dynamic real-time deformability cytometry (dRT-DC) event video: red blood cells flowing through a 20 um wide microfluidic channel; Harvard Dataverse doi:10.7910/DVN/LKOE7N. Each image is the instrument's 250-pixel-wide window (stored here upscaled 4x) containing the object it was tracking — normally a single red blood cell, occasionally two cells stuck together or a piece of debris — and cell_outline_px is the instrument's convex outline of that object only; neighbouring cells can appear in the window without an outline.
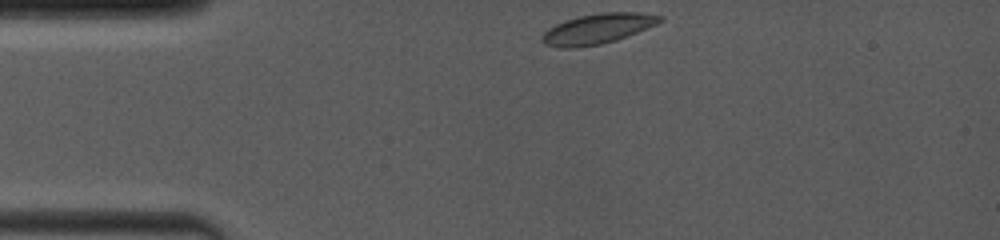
{"species": "common noctule bat (a hibernating species)", "species_latin": "Nyctalus noctula", "temperature_condition": "room temperature", "stored_images_in_passage": 3, "camera_frame_rate_fps": 4000, "um_per_image_px": 0.085, "animal": {"sex": "female", "body_mass_g": 19.0, "forearm_length_mm": 53.3}, "frame": {"image": 1, "passage_image": 1, "time_ms": 0.0, "image_size_px": [1000, 240], "cell_outline_px": [[664, 20], [656, 24], [616, 40], [600, 44], [572, 48], [568, 48], [544, 44], [540, 40], [544, 32], [548, 28], [564, 20], [580, 16], [600, 12], [640, 12], [664, 16]], "centroid_in_image_um": [50.8, 2.43], "position_along_channel_um": 34.2, "area_um2": 20.58}}